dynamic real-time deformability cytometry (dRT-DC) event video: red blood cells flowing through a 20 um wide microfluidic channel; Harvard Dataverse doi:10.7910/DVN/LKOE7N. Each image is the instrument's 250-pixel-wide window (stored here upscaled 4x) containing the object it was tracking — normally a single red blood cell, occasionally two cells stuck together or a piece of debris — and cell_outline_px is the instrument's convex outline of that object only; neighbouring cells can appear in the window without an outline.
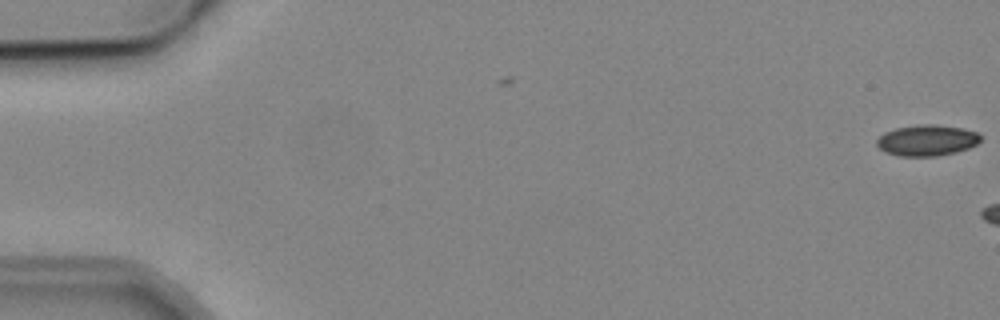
{"species": "common noctule bat (a hibernating species)", "species_latin": "Nyctalus noctula", "temperature_condition": "cold", "stored_images_in_passage": 4, "camera_frame_rate_fps": 3000, "um_per_image_px": 0.085, "animal": {"sex": "male", "body_mass_g": 19.2, "forearm_length_mm": 51.8}, "frame": {"image": 1, "passage_image": 4, "time_ms": 7.333, "image_size_px": [1000, 320], "cell_outline_px": [[980, 140], [976, 144], [968, 148], [956, 152], [936, 156], [900, 156], [884, 152], [876, 144], [876, 140], [884, 132], [896, 128], [920, 124], [936, 124], [964, 128], [976, 132], [980, 136]], "centroid_in_image_um": [78.77, 11.92], "position_along_channel_um": 6.2, "area_um2": 18.79}}